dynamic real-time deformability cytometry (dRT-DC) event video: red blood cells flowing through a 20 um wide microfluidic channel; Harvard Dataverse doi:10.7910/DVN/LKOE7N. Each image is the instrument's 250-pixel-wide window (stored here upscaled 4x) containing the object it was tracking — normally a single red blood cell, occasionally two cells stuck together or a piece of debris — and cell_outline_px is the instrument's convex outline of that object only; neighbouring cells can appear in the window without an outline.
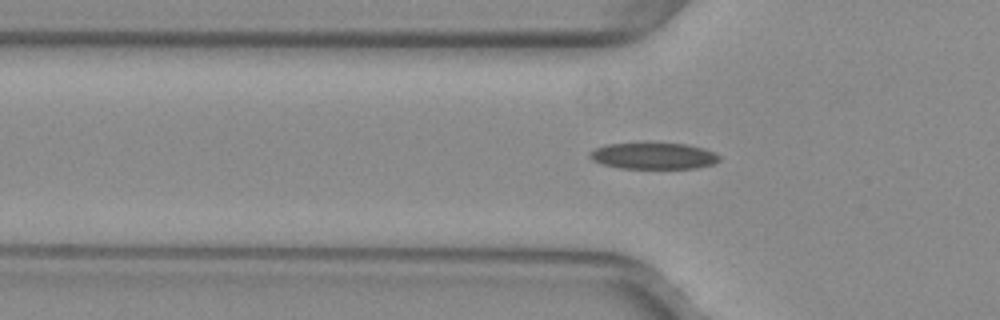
{"species": "common noctule bat (a hibernating species)", "species_latin": "Nyctalus noctula", "temperature_condition": "warm", "stored_images_in_passage": 31, "camera_frame_rate_fps": 3000, "um_per_image_px": 0.085, "animal": {"sex": "female", "body_mass_g": 29.2, "forearm_length_mm": 56.3}, "frame": {"image": 1, "passage_image": 2, "time_ms": 0.333, "image_size_px": [1000, 320], "cell_outline_px": [[720, 160], [712, 164], [696, 168], [620, 168], [600, 164], [592, 160], [588, 156], [588, 152], [604, 144], [684, 144], [704, 148], [716, 152], [720, 156]], "centroid_in_image_um": [55.53, 13.26], "position_along_channel_um": 70.3, "area_um2": 19.83}}
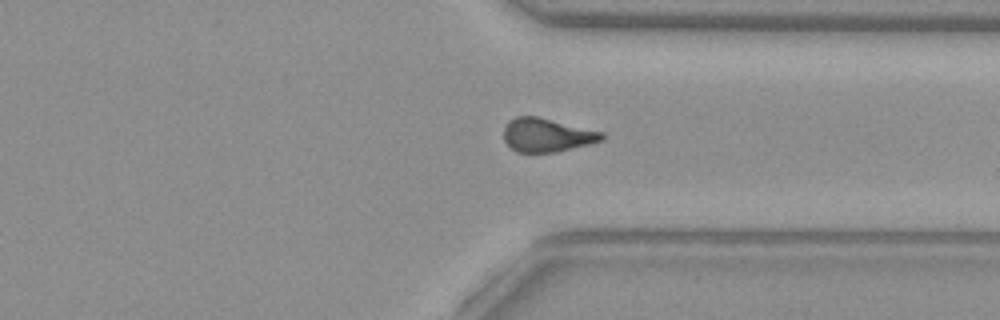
{"frame": {"image": 2, "passage_image": 24, "time_ms": 7.667, "image_size_px": [1000, 320], "cell_outline_px": [[604, 140], [556, 152], [516, 152], [504, 140], [504, 128], [508, 120], [516, 116], [536, 116], [604, 132]], "centroid_in_image_um": [46.48, 11.47], "position_along_channel_um": 364.9, "area_um2": 19.13}}
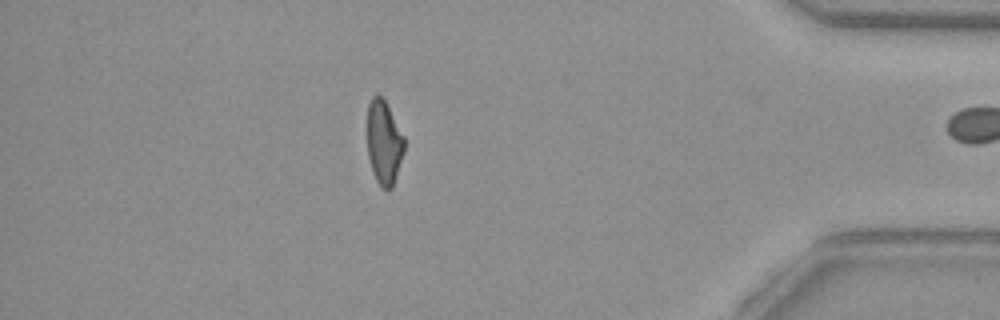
{"frame": {"image": 3, "passage_image": 30, "time_ms": 9.667, "image_size_px": [1000, 320], "cell_outline_px": [[404, 152], [392, 188], [388, 192], [380, 188], [372, 172], [368, 156], [368, 104], [372, 96], [380, 96], [384, 100], [404, 136]], "centroid_in_image_um": [32.63, 12.18], "position_along_channel_um": 402.6, "area_um2": 18.03}}